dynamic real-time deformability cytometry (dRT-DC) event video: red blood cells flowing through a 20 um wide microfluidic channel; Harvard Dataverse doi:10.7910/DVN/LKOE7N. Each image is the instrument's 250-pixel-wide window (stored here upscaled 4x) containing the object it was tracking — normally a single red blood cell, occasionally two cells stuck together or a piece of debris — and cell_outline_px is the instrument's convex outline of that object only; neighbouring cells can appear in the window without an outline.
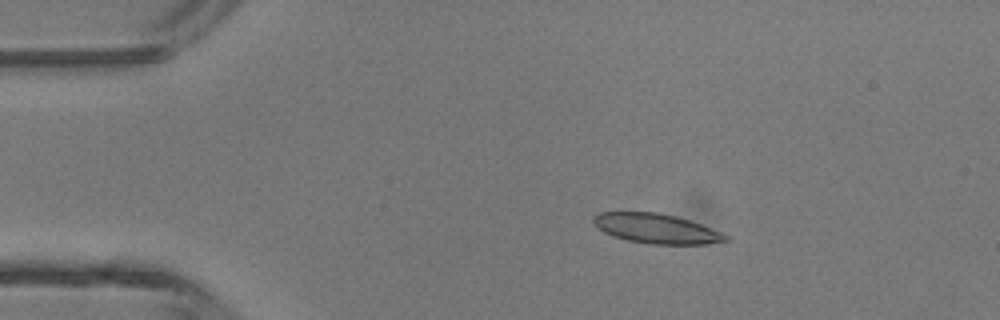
{"species": "common noctule bat (a hibernating species)", "species_latin": "Nyctalus noctula", "temperature_condition": "room temperature", "stored_images_in_passage": 4, "camera_frame_rate_fps": 3000, "um_per_image_px": 0.085, "animal": {"sex": "male", "body_mass_g": 13.3}, "frame": {"image": 1, "passage_image": 2, "time_ms": 0.333, "image_size_px": [1000, 320], "cell_outline_px": [[728, 240], [704, 244], [652, 244], [628, 240], [612, 236], [596, 228], [592, 220], [592, 216], [600, 212], [656, 212], [688, 220], [700, 224], [720, 232], [728, 236]], "centroid_in_image_um": [55.71, 19.42], "position_along_channel_um": 29.3, "area_um2": 22.6}}
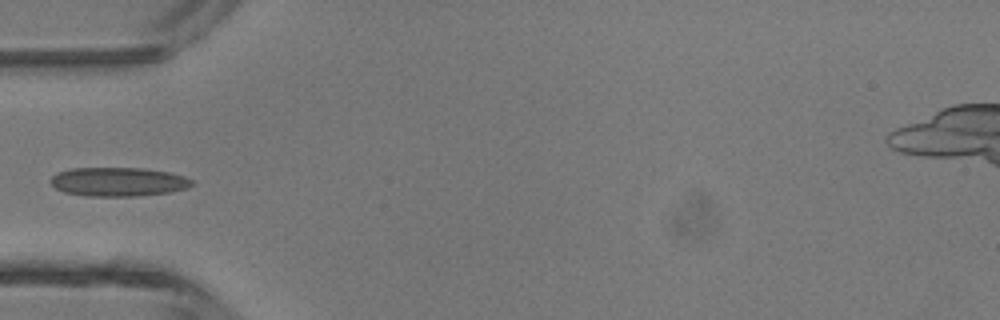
{"frame": {"image": 2, "passage_image": 4, "time_ms": 1.0, "image_size_px": [1000, 320], "cell_outline_px": [[192, 184], [188, 188], [168, 192], [136, 196], [88, 196], [64, 192], [56, 188], [48, 180], [56, 172], [72, 168], [144, 168], [168, 172], [184, 176], [192, 180]], "centroid_in_image_um": [10.02, 15.45], "position_along_channel_um": 75.0, "area_um2": 23.81}}